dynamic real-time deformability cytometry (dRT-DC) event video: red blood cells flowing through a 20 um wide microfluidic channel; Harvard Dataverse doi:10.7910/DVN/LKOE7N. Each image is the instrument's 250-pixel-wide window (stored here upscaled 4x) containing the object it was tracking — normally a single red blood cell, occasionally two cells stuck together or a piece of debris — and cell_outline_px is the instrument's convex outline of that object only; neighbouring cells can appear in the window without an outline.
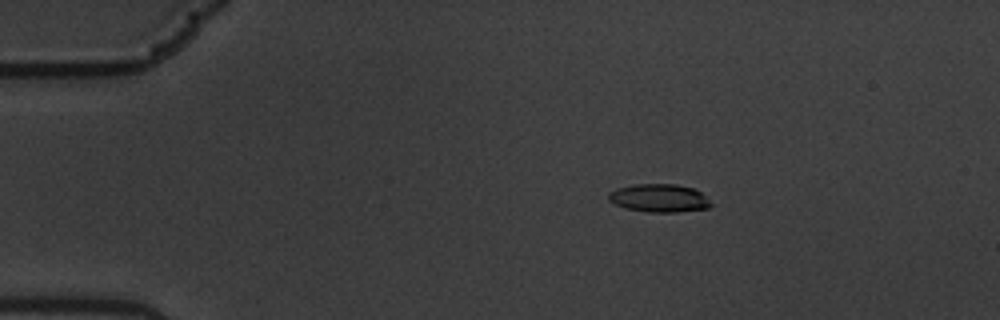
{"species": "common noctule bat (a hibernating species)", "species_latin": "Nyctalus noctula", "temperature_condition": "warm", "stored_images_in_passage": 52, "camera_frame_rate_fps": 3000, "um_per_image_px": 0.085, "animal": {"sex": "male", "body_mass_g": 19.5, "forearm_length_mm": 54.6}, "frame": {"image": 1, "passage_image": 3, "time_ms": 0.667, "image_size_px": [1000, 320], "cell_outline_px": [[712, 204], [708, 208], [676, 212], [648, 212], [624, 208], [608, 200], [608, 192], [616, 188], [632, 184], [676, 184], [692, 188], [700, 192]], "centroid_in_image_um": [55.98, 16.83], "position_along_channel_um": 29.0, "area_um2": 16.76}}
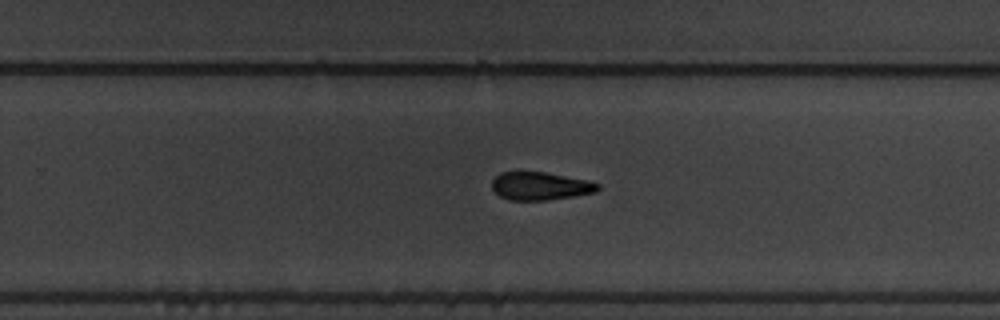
{"frame": {"image": 2, "passage_image": 31, "time_ms": 10.0, "image_size_px": [1000, 320], "cell_outline_px": [[600, 188], [596, 192], [576, 196], [548, 200], [508, 200], [500, 196], [492, 188], [492, 180], [500, 172], [544, 172], [588, 180], [600, 184]], "centroid_in_image_um": [45.94, 15.82], "position_along_channel_um": 283.9, "area_um2": 17.34}}
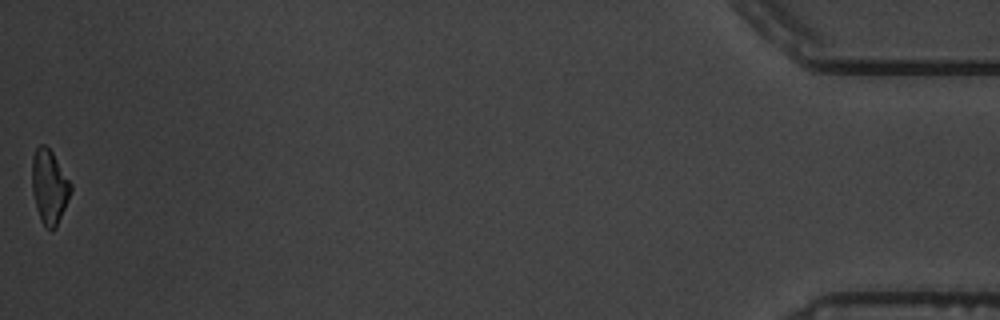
{"frame": {"image": 3, "passage_image": 52, "time_ms": 17.0, "image_size_px": [1000, 320], "cell_outline_px": [[72, 192], [56, 228], [52, 232], [40, 220], [36, 208], [32, 192], [32, 156], [36, 148], [40, 144], [44, 144], [52, 152], [72, 184]], "centroid_in_image_um": [4.2, 15.89], "position_along_channel_um": 431.0, "area_um2": 16.88}, "authors_computed_cell_mechanics": {"area_um2": 17.8024, "velocity_mm_per_s": 3.4276, "shape_relaxation_time_tau1_ms": 10.0157, "shape_relaxation_time_tau2_ms": 4.3748, "deformation_change_tau1": 0.2389, "deformation_change_tau2": 0.1051}}